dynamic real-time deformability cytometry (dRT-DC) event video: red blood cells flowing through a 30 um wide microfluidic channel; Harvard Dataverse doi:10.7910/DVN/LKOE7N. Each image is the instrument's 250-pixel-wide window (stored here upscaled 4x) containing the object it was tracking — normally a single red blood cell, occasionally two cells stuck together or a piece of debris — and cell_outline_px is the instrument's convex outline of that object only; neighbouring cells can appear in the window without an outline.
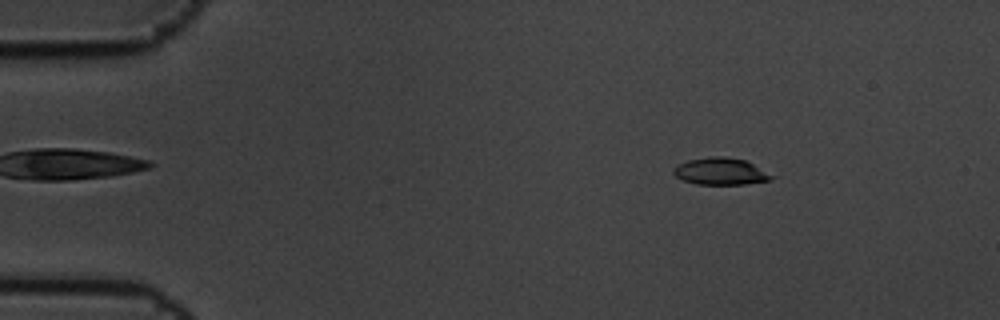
{"species": "common noctule bat (a hibernating species)", "species_latin": "Nyctalus noctula", "temperature_condition": "cold", "stored_images_in_passage": 7, "camera_frame_rate_fps": 3000, "um_per_image_px": 0.085, "animal": {"sex": "male", "body_mass_g": 19.5, "forearm_length_mm": 54.6}, "frame": {"image": 1, "passage_image": 2, "time_ms": 0.333, "image_size_px": [1000, 320], "cell_outline_px": [[776, 176], [772, 180], [744, 184], [696, 184], [680, 180], [672, 172], [680, 164], [688, 160], [712, 156], [724, 156], [744, 160]], "centroid_in_image_um": [61.27, 14.58], "position_along_channel_um": 23.7, "area_um2": 15.32}}
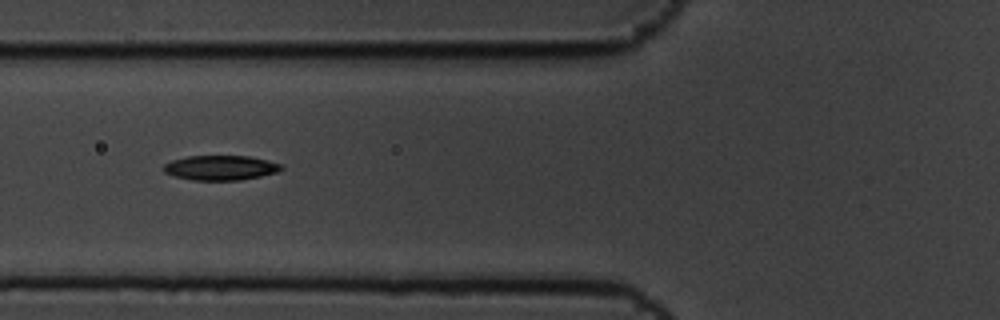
{"frame": {"image": 2, "passage_image": 6, "time_ms": 1.667, "image_size_px": [1000, 320], "cell_outline_px": [[284, 168], [276, 172], [260, 176], [240, 180], [192, 180], [176, 176], [164, 172], [164, 164], [172, 160], [188, 156], [248, 156], [268, 160], [284, 164]], "centroid_in_image_um": [18.78, 14.25], "position_along_channel_um": 107.0, "area_um2": 16.94}}
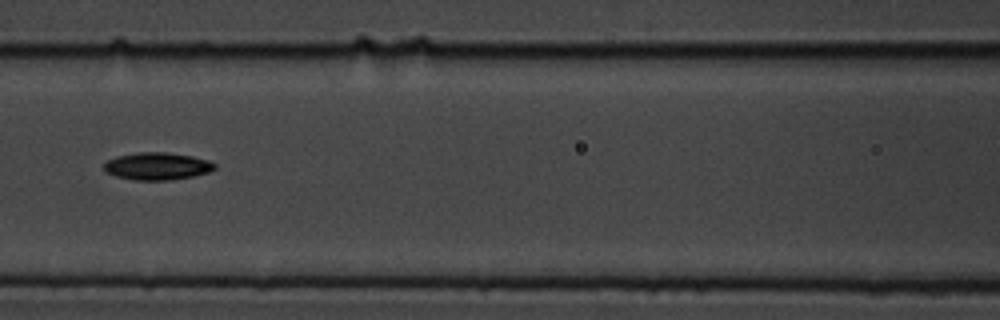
{"frame": {"image": 3, "passage_image": 7, "time_ms": 2.0, "image_size_px": [1000, 320], "cell_outline_px": [[216, 168], [208, 172], [192, 176], [168, 180], [136, 180], [116, 176], [104, 172], [104, 164], [108, 160], [116, 156], [136, 152], [164, 152], [192, 156], [208, 160], [216, 164]], "centroid_in_image_um": [13.34, 14.12], "position_along_channel_um": 153.3, "area_um2": 17.63}}